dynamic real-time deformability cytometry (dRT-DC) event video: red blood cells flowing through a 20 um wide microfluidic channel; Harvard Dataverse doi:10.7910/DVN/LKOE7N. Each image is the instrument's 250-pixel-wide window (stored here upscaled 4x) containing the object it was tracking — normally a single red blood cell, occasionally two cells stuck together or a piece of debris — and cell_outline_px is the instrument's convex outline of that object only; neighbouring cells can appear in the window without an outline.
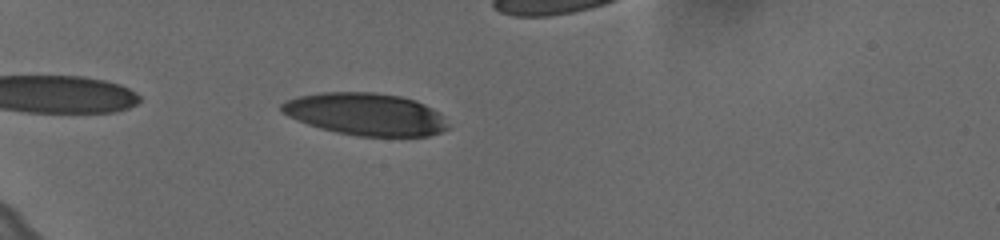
{"species": "human", "species_latin": "Homo sapiens", "temperature_condition": "cold", "stored_images_in_passage": 38, "camera_frame_rate_fps": 3000, "um_per_image_px": 0.085, "donor": {"sex": "female"}, "frame": {"image": 1, "passage_image": 4, "time_ms": 1.0, "image_size_px": [1000, 240], "cell_outline_px": [[448, 128], [440, 132], [428, 136], [356, 136], [336, 132], [320, 128], [308, 124], [288, 116], [280, 112], [280, 104], [288, 100], [300, 96], [320, 92], [376, 92], [400, 96], [416, 100], [440, 112]], "centroid_in_image_um": [31.07, 9.7], "position_along_channel_um": 53.9, "area_um2": 40.98}}
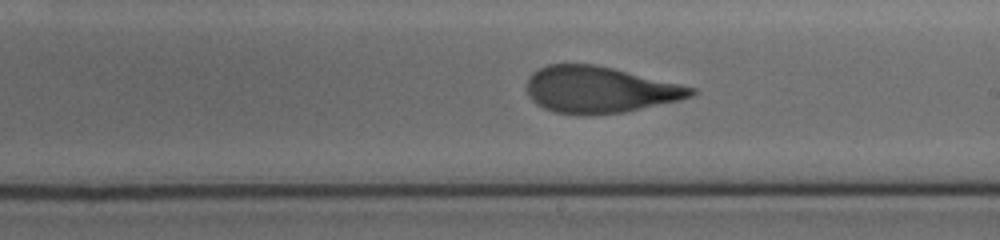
{"frame": {"image": 2, "passage_image": 22, "time_ms": 7.0, "image_size_px": [1000, 240], "cell_outline_px": [[696, 92], [692, 96], [680, 100], [624, 112], [584, 116], [580, 116], [552, 112], [536, 104], [528, 96], [528, 76], [532, 72], [548, 64], [596, 64], [696, 88]], "centroid_in_image_um": [50.93, 7.64], "position_along_channel_um": 238.1, "area_um2": 44.62}}
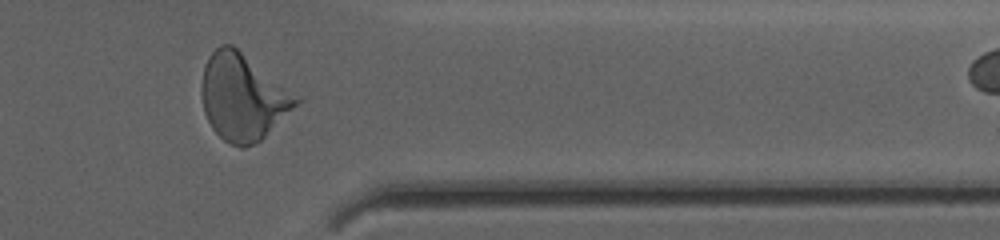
{"frame": {"image": 3, "passage_image": 35, "time_ms": 11.333, "image_size_px": [1000, 240], "cell_outline_px": [[300, 100], [256, 144], [244, 148], [240, 148], [224, 140], [212, 128], [204, 112], [200, 92], [200, 88], [204, 68], [208, 56], [220, 44], [232, 44]], "centroid_in_image_um": [20.54, 8.27], "position_along_channel_um": 390.9, "area_um2": 46.3}}